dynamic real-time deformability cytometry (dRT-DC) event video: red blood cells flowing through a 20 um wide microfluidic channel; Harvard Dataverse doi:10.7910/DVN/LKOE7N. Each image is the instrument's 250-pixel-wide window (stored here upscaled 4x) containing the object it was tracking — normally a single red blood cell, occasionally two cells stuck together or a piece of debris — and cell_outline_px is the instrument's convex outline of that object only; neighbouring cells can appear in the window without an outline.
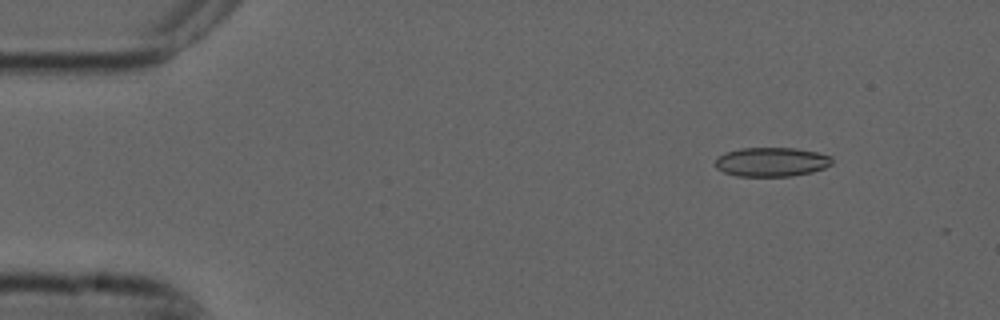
{"species": "common noctule bat (a hibernating species)", "species_latin": "Nyctalus noctula", "temperature_condition": "cold", "stored_images_in_passage": 7, "camera_frame_rate_fps": 3000, "um_per_image_px": 0.085, "animal": {"sex": "male", "forearm_length_mm": 52.5}, "frame": {"image": 1, "passage_image": 2, "time_ms": 0.333, "image_size_px": [1000, 320], "cell_outline_px": [[832, 164], [824, 168], [812, 172], [792, 176], [736, 176], [724, 172], [716, 168], [716, 160], [724, 152], [740, 148], [796, 148], [816, 152], [832, 156]], "centroid_in_image_um": [65.59, 13.76], "position_along_channel_um": 19.4, "area_um2": 19.88}}
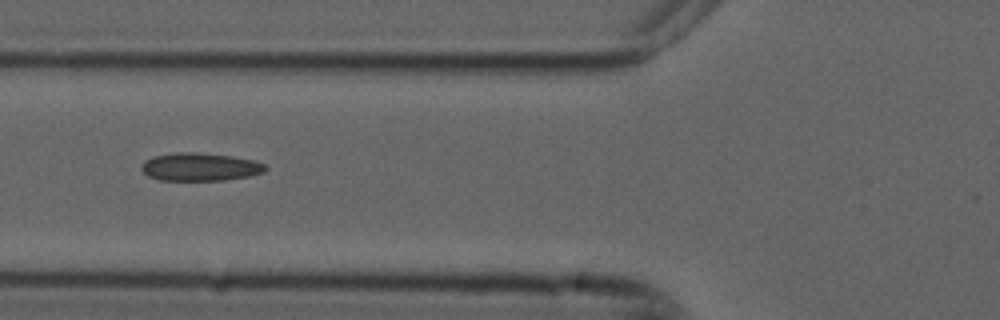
{"frame": {"image": 2, "passage_image": 6, "time_ms": 1.667, "image_size_px": [1000, 320], "cell_outline_px": [[268, 168], [264, 172], [248, 176], [224, 180], [160, 180], [148, 176], [140, 168], [144, 160], [152, 156], [176, 152], [196, 152], [232, 156], [252, 160], [264, 164]], "centroid_in_image_um": [16.97, 14.18], "position_along_channel_um": 108.8, "area_um2": 20.23}}
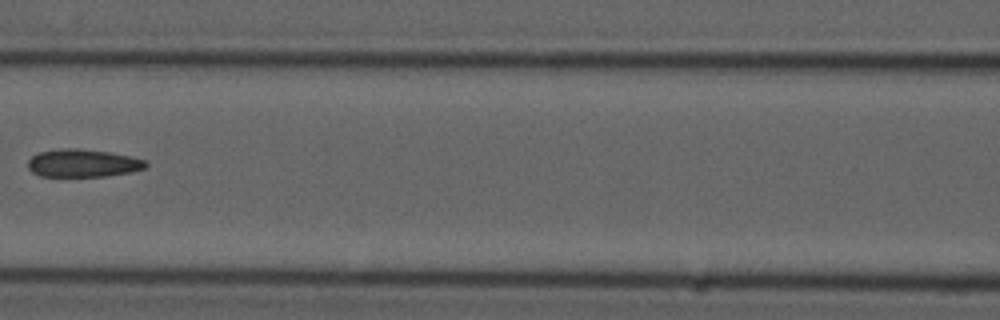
{"frame": {"image": 3, "passage_image": 7, "time_ms": 2.0, "image_size_px": [1000, 320], "cell_outline_px": [[148, 164], [144, 168], [132, 172], [104, 176], [40, 176], [32, 172], [28, 168], [28, 160], [36, 152], [60, 148], [80, 148], [108, 152], [128, 156], [144, 160]], "centroid_in_image_um": [6.99, 13.86], "position_along_channel_um": 159.6, "area_um2": 19.13}}